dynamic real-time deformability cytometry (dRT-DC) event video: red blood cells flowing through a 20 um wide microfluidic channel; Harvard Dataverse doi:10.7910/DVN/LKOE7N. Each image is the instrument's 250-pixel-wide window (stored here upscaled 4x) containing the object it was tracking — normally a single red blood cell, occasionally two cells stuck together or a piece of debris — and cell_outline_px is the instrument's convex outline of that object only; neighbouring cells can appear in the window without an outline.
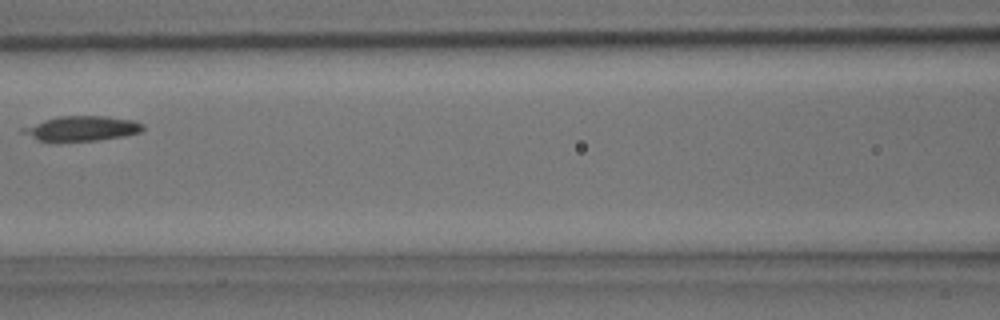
{"species": "common noctule bat (a hibernating species)", "species_latin": "Nyctalus noctula", "temperature_condition": "room temperature", "stored_images_in_passage": 4, "camera_frame_rate_fps": 3000, "um_per_image_px": 0.085, "animal": {"sex": "male", "body_mass_g": 15.6}, "frame": {"image": 1, "passage_image": 4, "time_ms": 1.0, "image_size_px": [1000, 320], "cell_outline_px": [[144, 128], [140, 132], [124, 136], [100, 140], [36, 140], [20, 132], [20, 128], [56, 116], [104, 116], [132, 120], [144, 124]], "centroid_in_image_um": [6.94, 10.91], "position_along_channel_um": 159.7, "area_um2": 17.22}}